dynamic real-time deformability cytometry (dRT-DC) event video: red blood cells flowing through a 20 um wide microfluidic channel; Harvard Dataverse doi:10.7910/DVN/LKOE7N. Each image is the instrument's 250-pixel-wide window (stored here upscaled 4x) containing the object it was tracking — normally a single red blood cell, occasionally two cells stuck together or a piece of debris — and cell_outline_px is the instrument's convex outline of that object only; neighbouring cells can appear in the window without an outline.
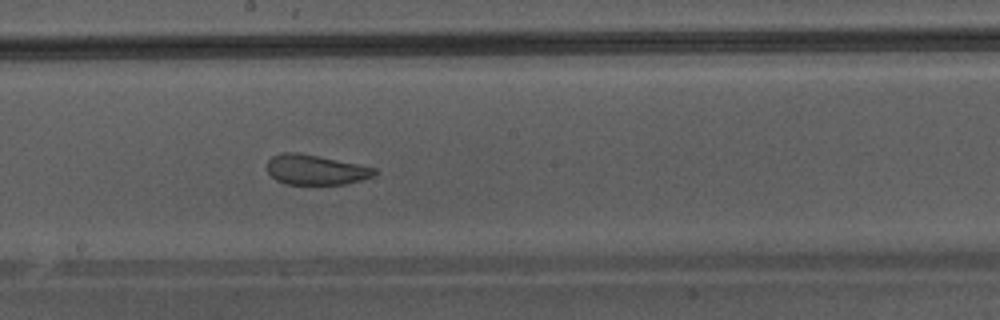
{"species": "Egyptian fruit bat (a non-hibernating species)", "species_latin": "Rousettus aegyptiacus", "temperature_condition": "warm", "stored_images_in_passage": 49, "camera_frame_rate_fps": 3000, "um_per_image_px": 0.085, "animal": {"sex": "male"}, "frame": {"image": 1, "passage_image": 28, "time_ms": 9.0, "image_size_px": [1000, 320], "cell_outline_px": [[380, 172], [372, 176], [348, 184], [284, 184], [276, 180], [268, 172], [268, 160], [272, 156], [284, 152], [296, 152], [320, 156], [376, 168]], "centroid_in_image_um": [26.84, 14.43], "position_along_channel_um": 221.4, "area_um2": 18.79}}